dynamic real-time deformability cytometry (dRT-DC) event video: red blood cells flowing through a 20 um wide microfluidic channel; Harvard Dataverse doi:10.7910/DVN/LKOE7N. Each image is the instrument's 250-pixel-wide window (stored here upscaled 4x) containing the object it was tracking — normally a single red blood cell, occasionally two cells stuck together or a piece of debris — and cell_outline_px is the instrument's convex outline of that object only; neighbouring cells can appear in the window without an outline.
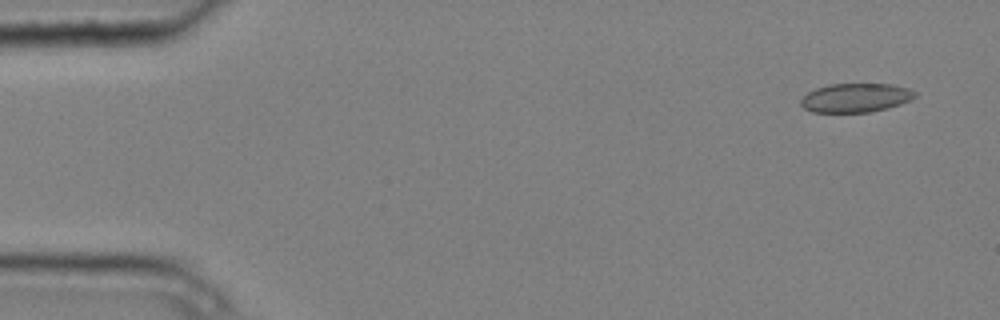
{"species": "common noctule bat (a hibernating species)", "species_latin": "Nyctalus noctula", "temperature_condition": "cold", "stored_images_in_passage": 5, "camera_frame_rate_fps": 3000, "um_per_image_px": 0.085, "animal": {"sex": "male", "body_mass_g": 20.4}, "frame": {"image": 1, "passage_image": 1, "time_ms": 0.0, "image_size_px": [1000, 320], "cell_outline_px": [[916, 96], [900, 104], [888, 108], [868, 112], [812, 112], [804, 108], [800, 104], [800, 100], [808, 92], [816, 88], [828, 84], [892, 84], [908, 88], [916, 92]], "centroid_in_image_um": [72.71, 8.31], "position_along_channel_um": 12.3, "area_um2": 19.19}}
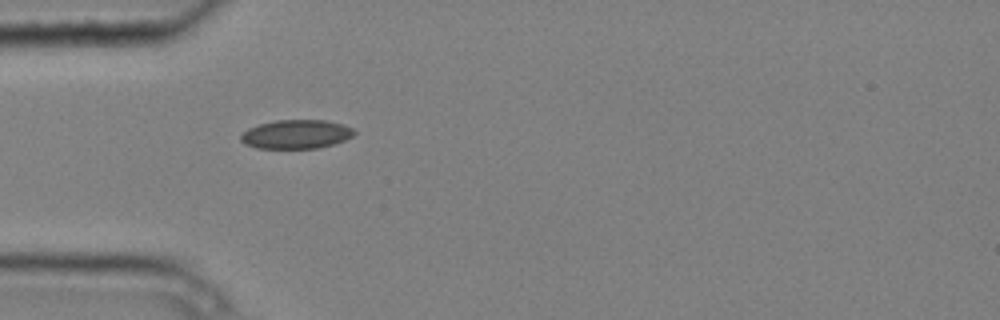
{"frame": {"image": 2, "passage_image": 4, "time_ms": 1.0, "image_size_px": [1000, 320], "cell_outline_px": [[356, 132], [352, 136], [344, 140], [332, 144], [316, 148], [256, 148], [244, 144], [240, 140], [240, 136], [248, 128], [260, 124], [276, 120], [324, 120], [340, 124], [352, 128]], "centroid_in_image_um": [25.14, 11.41], "position_along_channel_um": 59.9, "area_um2": 18.9}}
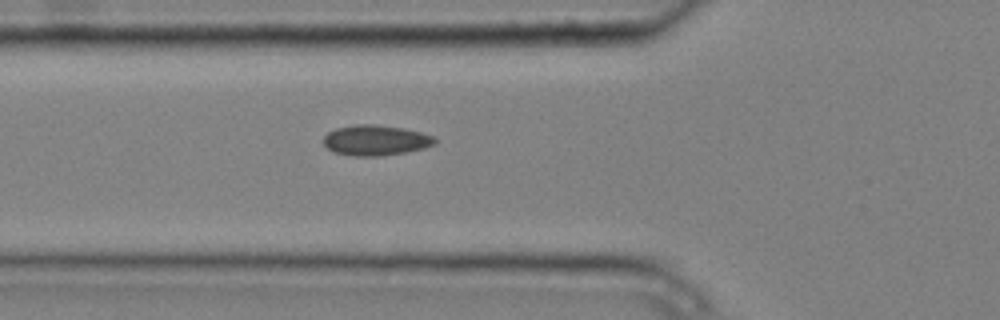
{"frame": {"image": 3, "passage_image": 5, "time_ms": 1.333, "image_size_px": [1000, 320], "cell_outline_px": [[436, 144], [424, 148], [404, 152], [380, 156], [352, 156], [332, 152], [324, 144], [324, 136], [328, 132], [336, 128], [356, 124], [376, 124], [404, 128], [420, 132], [432, 136], [436, 140]], "centroid_in_image_um": [31.91, 11.92], "position_along_channel_um": 93.9, "area_um2": 19.77}}